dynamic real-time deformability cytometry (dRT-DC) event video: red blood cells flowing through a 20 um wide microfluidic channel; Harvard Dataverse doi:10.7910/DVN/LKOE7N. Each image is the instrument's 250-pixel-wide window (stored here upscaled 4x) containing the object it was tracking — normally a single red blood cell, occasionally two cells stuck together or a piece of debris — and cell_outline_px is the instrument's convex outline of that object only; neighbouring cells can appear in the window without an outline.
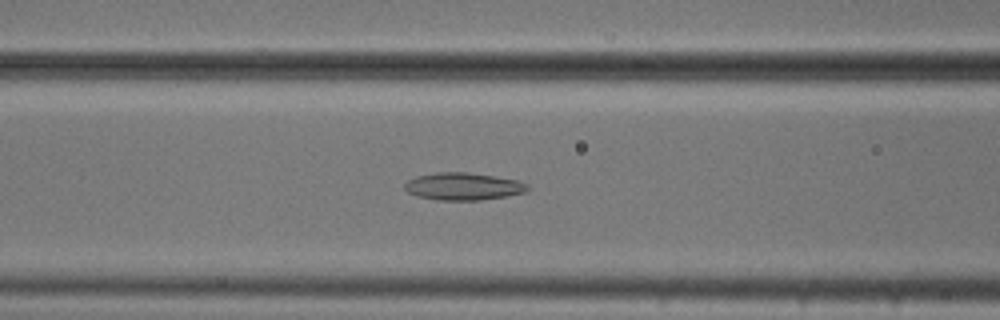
{"species": "common noctule bat (a hibernating species)", "species_latin": "Nyctalus noctula", "temperature_condition": "cold", "stored_images_in_passage": 53, "camera_frame_rate_fps": 3000, "um_per_image_px": 0.085, "animal": {"sex": "male", "body_mass_g": 20.5, "forearm_length_mm": 52.5}, "frame": {"image": 1, "passage_image": 21, "time_ms": 6.667, "image_size_px": [1000, 320], "cell_outline_px": [[532, 188], [528, 192], [508, 196], [480, 200], [436, 200], [416, 196], [408, 192], [404, 188], [404, 184], [408, 180], [416, 176], [436, 172], [468, 172], [496, 176], [516, 180], [528, 184]], "centroid_in_image_um": [39.41, 15.84], "position_along_channel_um": 127.2, "area_um2": 19.94}}
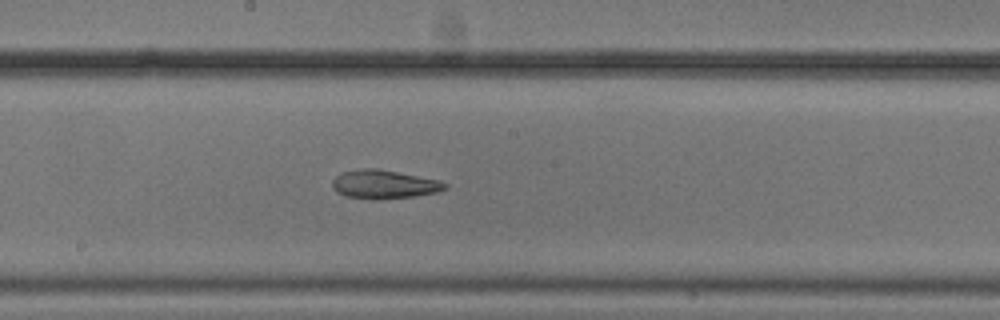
{"frame": {"image": 2, "passage_image": 28, "time_ms": 9.0, "image_size_px": [1000, 320], "cell_outline_px": [[448, 188], [436, 192], [412, 196], [376, 200], [372, 200], [344, 196], [336, 192], [332, 188], [332, 180], [336, 176], [344, 172], [364, 168], [376, 168], [440, 180], [448, 184]], "centroid_in_image_um": [32.62, 15.68], "position_along_channel_um": 215.6, "area_um2": 18.84}}
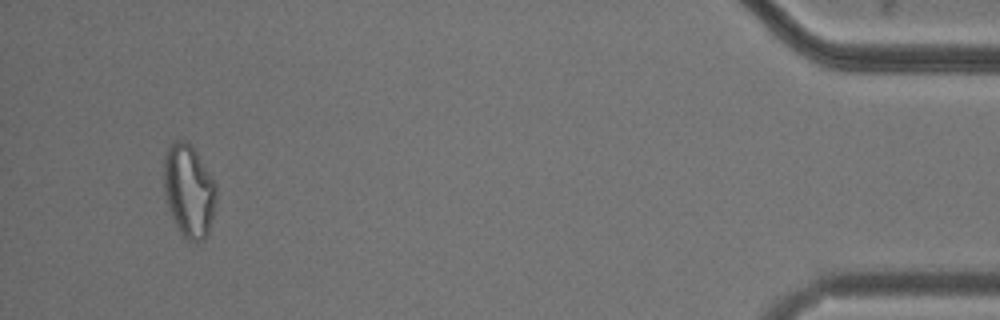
{"frame": {"image": 3, "passage_image": 50, "time_ms": 16.333, "image_size_px": [1000, 320], "cell_outline_px": [[216, 200], [208, 232], [204, 240], [196, 244], [188, 240], [180, 232], [172, 216], [168, 204], [164, 188], [164, 156], [168, 144], [172, 140], [184, 140], [196, 152], [216, 184]], "centroid_in_image_um": [16.05, 16.21], "position_along_channel_um": 419.2, "area_um2": 28.09}, "authors_computed_cell_mechanics": {"area_um2": 23.8136, "velocity_mm_per_s": 3.771, "shape_relaxation_time_tau1_ms": null, "shape_relaxation_time_tau2_ms": 4.1106, "deformation_change_tau1": null, "deformation_change_tau2": 0.1283}}